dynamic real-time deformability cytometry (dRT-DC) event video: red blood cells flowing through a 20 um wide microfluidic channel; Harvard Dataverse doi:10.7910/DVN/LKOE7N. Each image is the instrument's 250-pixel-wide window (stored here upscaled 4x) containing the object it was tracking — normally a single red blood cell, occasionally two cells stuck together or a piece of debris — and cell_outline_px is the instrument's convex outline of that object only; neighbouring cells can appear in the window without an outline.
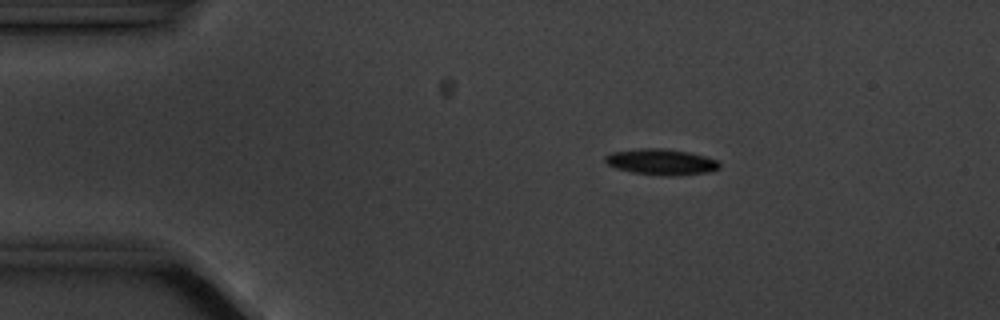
{"species": "common noctule bat (a hibernating species)", "species_latin": "Nyctalus noctula", "temperature_condition": "cold", "stored_images_in_passage": 8, "camera_frame_rate_fps": 3000, "um_per_image_px": 0.085, "animal": {"sex": "male", "body_mass_g": 20.1, "forearm_length_mm": 53.5}, "frame": {"image": 1, "passage_image": 3, "time_ms": 2.0, "image_size_px": [1000, 320], "cell_outline_px": [[720, 168], [712, 172], [672, 176], [660, 176], [632, 172], [616, 168], [608, 164], [604, 160], [604, 156], [612, 152], [640, 148], [664, 148], [688, 152], [704, 156], [716, 160], [720, 164]], "centroid_in_image_um": [56.21, 13.77], "position_along_channel_um": 28.8, "area_um2": 17.4}}
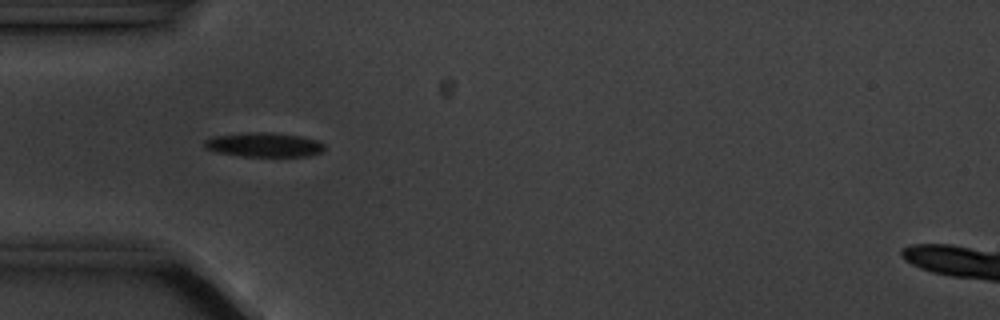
{"frame": {"image": 2, "passage_image": 5, "time_ms": 4.333, "image_size_px": [1000, 320], "cell_outline_px": [[324, 152], [308, 156], [240, 156], [216, 152], [204, 148], [204, 140], [212, 136], [248, 132], [268, 132], [300, 136], [316, 140], [324, 144]], "centroid_in_image_um": [22.41, 12.3], "position_along_channel_um": 62.6, "area_um2": 17.11}}
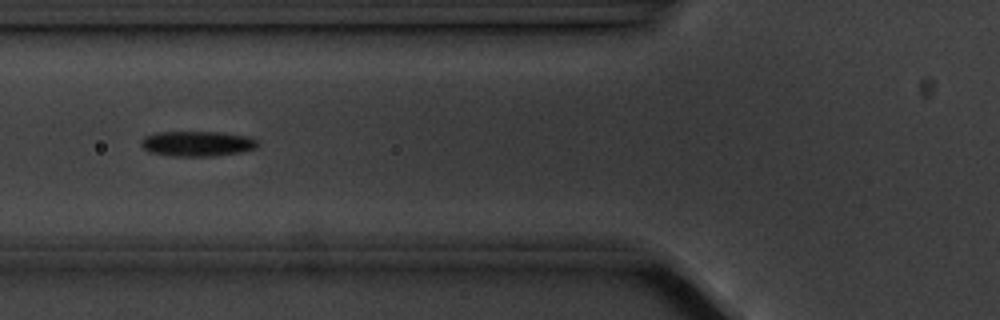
{"frame": {"image": 3, "passage_image": 6, "time_ms": 5.667, "image_size_px": [1000, 320], "cell_outline_px": [[260, 144], [256, 148], [244, 152], [212, 156], [168, 156], [148, 152], [140, 144], [140, 140], [144, 136], [156, 132], [224, 132], [252, 136]], "centroid_in_image_um": [16.79, 12.21], "position_along_channel_um": 109.0, "area_um2": 17.57}}